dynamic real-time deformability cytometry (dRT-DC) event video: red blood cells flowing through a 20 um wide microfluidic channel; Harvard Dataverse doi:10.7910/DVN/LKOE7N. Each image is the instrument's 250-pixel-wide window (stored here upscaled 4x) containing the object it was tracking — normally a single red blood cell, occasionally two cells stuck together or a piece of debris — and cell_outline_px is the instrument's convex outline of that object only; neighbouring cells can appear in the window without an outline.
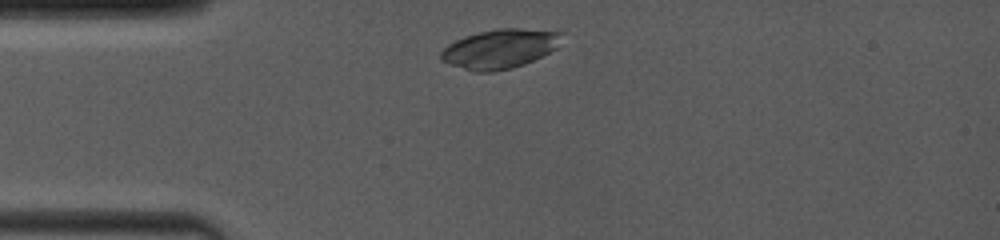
{"species": "common noctule bat (a hibernating species)", "species_latin": "Nyctalus noctula", "temperature_condition": "room temperature", "stored_images_in_passage": 3, "camera_frame_rate_fps": 4000, "um_per_image_px": 0.085, "animal": {"sex": "female", "body_mass_g": 19.0, "forearm_length_mm": 53.3}, "frame": {"image": 1, "passage_image": 1, "time_ms": 0.0, "image_size_px": [1000, 240], "cell_outline_px": [[564, 32], [556, 48], [524, 64], [512, 68], [492, 72], [476, 72], [440, 60], [440, 52], [448, 44], [464, 36], [480, 32], [500, 28], [520, 28]], "centroid_in_image_um": [42.48, 4.14], "position_along_channel_um": 42.5, "area_um2": 27.34}}